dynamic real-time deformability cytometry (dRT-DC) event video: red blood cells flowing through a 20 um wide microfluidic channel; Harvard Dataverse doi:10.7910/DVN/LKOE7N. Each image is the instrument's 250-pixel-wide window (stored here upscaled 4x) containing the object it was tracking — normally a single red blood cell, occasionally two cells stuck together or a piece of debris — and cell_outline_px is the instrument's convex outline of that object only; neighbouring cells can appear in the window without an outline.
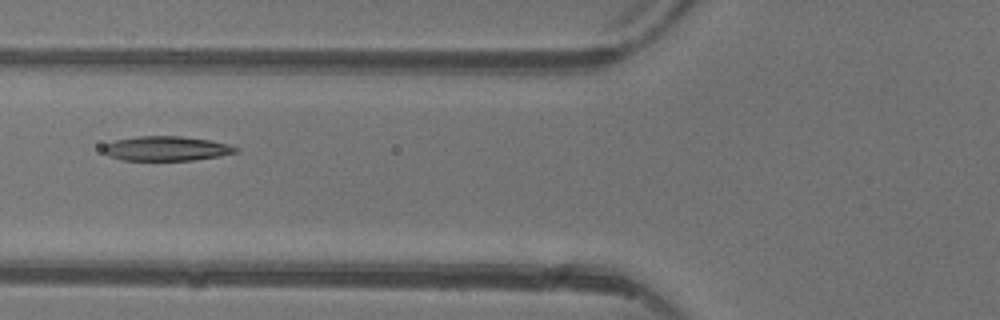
{"species": "common noctule bat (a hibernating species)", "species_latin": "Nyctalus noctula", "temperature_condition": "warm", "stored_images_in_passage": 3, "camera_frame_rate_fps": 3000, "um_per_image_px": 0.085, "animal": {"sex": "female"}, "frame": {"image": 1, "passage_image": 2, "time_ms": 1.667, "image_size_px": [1000, 320], "cell_outline_px": [[240, 152], [220, 156], [192, 160], [124, 160], [108, 156], [100, 148], [104, 144], [116, 140], [140, 136], [180, 136], [208, 140], [228, 144], [240, 148]], "centroid_in_image_um": [14.14, 12.63], "position_along_channel_um": 111.7, "area_um2": 19.02}}
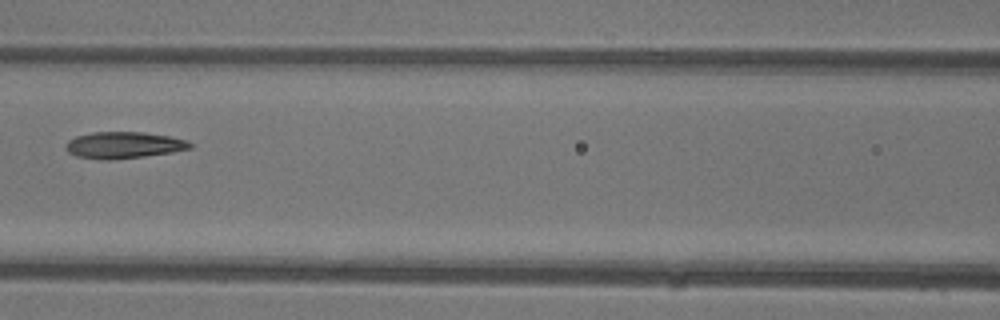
{"frame": {"image": 2, "passage_image": 3, "time_ms": 2.667, "image_size_px": [1000, 320], "cell_outline_px": [[192, 148], [172, 152], [144, 156], [112, 160], [100, 160], [76, 156], [68, 152], [64, 148], [64, 144], [68, 140], [76, 136], [92, 132], [144, 132], [168, 136], [188, 140], [192, 144]], "centroid_in_image_um": [10.48, 12.34], "position_along_channel_um": 156.1, "area_um2": 19.42}}